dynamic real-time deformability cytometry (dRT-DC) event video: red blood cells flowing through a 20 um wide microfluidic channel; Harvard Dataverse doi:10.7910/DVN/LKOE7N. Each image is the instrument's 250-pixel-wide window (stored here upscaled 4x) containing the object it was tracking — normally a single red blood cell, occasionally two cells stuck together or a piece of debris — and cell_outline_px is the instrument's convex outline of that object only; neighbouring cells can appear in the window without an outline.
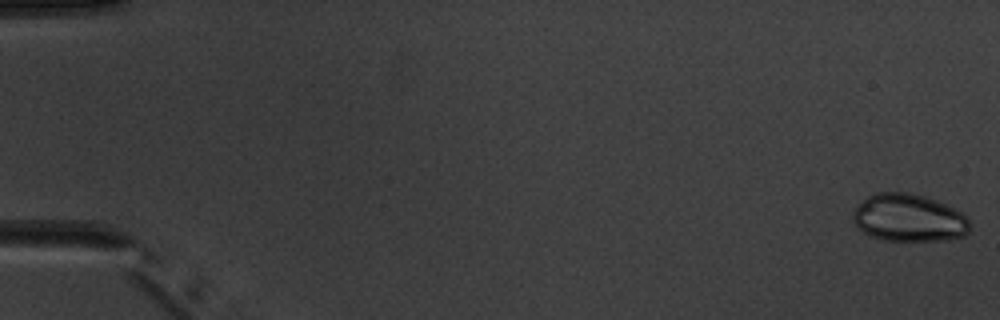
{"species": "common noctule bat (a hibernating species)", "species_latin": "Nyctalus noctula", "temperature_condition": "warm", "stored_images_in_passage": 3, "camera_frame_rate_fps": 3000, "um_per_image_px": 0.085, "animal": {"sex": "male", "body_mass_g": 20.1, "forearm_length_mm": 53.5}, "frame": {"image": 1, "passage_image": 1, "time_ms": 0.0, "image_size_px": [1000, 320], "cell_outline_px": [[968, 232], [964, 236], [948, 240], [884, 240], [868, 236], [852, 220], [852, 212], [868, 196], [876, 192], [908, 192], [924, 196], [936, 200], [964, 212], [968, 220]], "centroid_in_image_um": [77.26, 18.52], "position_along_channel_um": 7.7, "area_um2": 32.43}}